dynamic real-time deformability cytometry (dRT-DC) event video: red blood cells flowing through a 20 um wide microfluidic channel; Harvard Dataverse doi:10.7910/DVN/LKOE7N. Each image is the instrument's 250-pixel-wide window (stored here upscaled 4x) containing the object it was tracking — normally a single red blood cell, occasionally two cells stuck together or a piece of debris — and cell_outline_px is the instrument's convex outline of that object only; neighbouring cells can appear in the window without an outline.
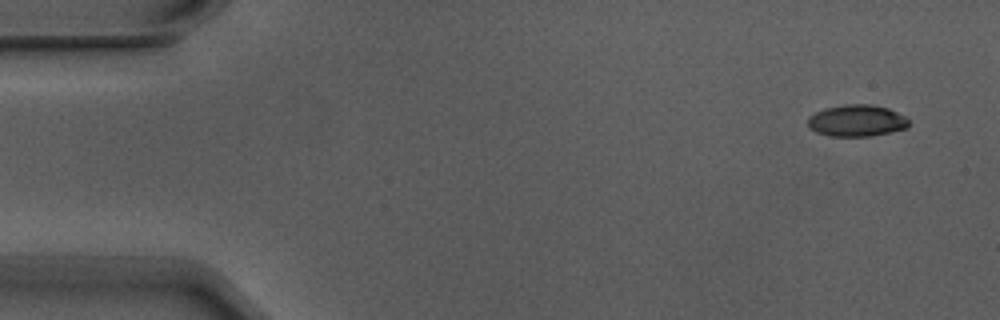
{"species": "Egyptian fruit bat (a non-hibernating species)", "species_latin": "Rousettus aegyptiacus", "temperature_condition": "warm", "stored_images_in_passage": 8, "camera_frame_rate_fps": 3000, "um_per_image_px": 0.085, "animal": {"sex": "male"}, "frame": {"image": 1, "passage_image": 1, "time_ms": 0.0, "image_size_px": [1000, 320], "cell_outline_px": [[908, 128], [868, 136], [832, 136], [816, 132], [808, 128], [808, 116], [824, 108], [848, 104], [868, 104], [888, 108], [904, 116], [908, 120]], "centroid_in_image_um": [72.79, 10.25], "position_along_channel_um": 12.2, "area_um2": 18.5}}
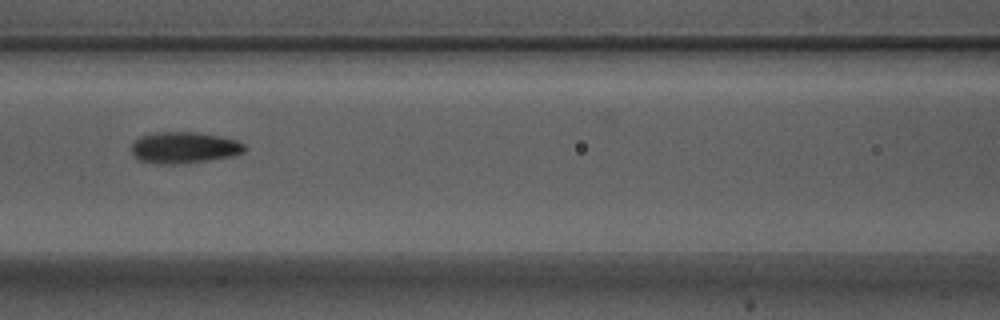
{"frame": {"image": 2, "passage_image": 7, "time_ms": 2.0, "image_size_px": [1000, 320], "cell_outline_px": [[248, 148], [244, 152], [232, 156], [208, 160], [176, 164], [156, 164], [140, 160], [132, 152], [132, 144], [140, 136], [156, 132], [196, 132], [236, 140], [244, 144]], "centroid_in_image_um": [15.66, 12.55], "position_along_channel_um": 150.9, "area_um2": 20.52}}
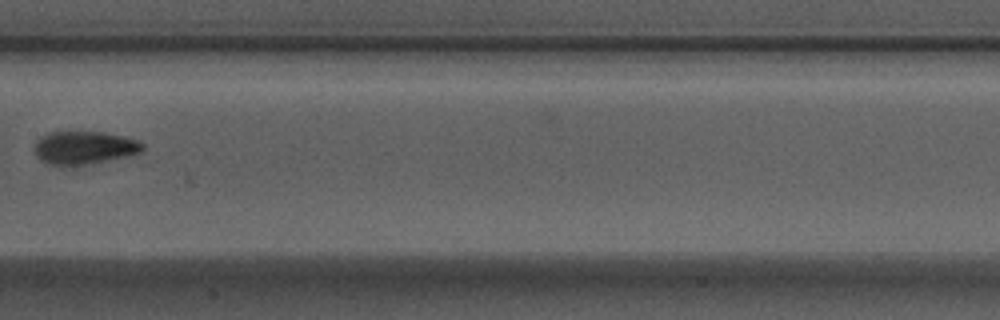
{"frame": {"image": 3, "passage_image": 8, "time_ms": 2.333, "image_size_px": [1000, 320], "cell_outline_px": [[144, 148], [140, 152], [128, 156], [84, 164], [48, 164], [40, 160], [36, 156], [32, 148], [36, 140], [40, 136], [48, 132], [104, 132], [124, 136], [136, 140], [144, 144]], "centroid_in_image_um": [7.11, 12.53], "position_along_channel_um": 200.3, "area_um2": 20.69}}